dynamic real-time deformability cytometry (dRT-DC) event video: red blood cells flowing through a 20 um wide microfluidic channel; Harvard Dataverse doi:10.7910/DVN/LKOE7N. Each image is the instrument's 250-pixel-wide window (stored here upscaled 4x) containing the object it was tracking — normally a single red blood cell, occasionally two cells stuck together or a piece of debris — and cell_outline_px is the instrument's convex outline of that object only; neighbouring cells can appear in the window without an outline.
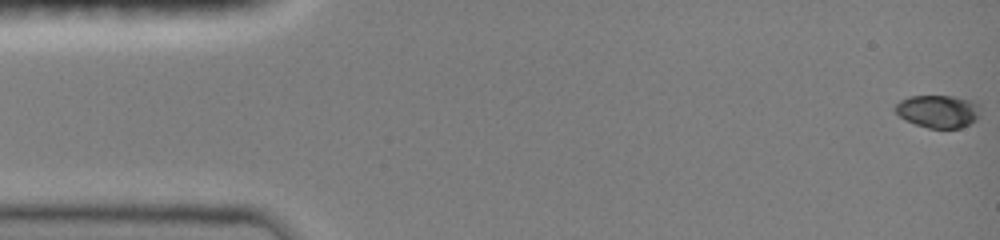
{"species": "common noctule bat (a hibernating species)", "species_latin": "Nyctalus noctula", "temperature_condition": "room temperature", "stored_images_in_passage": 7, "camera_frame_rate_fps": 3000, "um_per_image_px": 0.085, "animal": {"sex": "female", "body_mass_g": 19.0, "forearm_length_mm": 51.5}, "frame": {"image": 1, "passage_image": 1, "time_ms": 0.0, "image_size_px": [1000, 240], "cell_outline_px": [[980, 116], [976, 120], [960, 128], [928, 128], [904, 120], [896, 112], [896, 104], [900, 100], [908, 96], [952, 96], [972, 100], [980, 104]], "centroid_in_image_um": [79.77, 9.45], "position_along_channel_um": 5.2, "area_um2": 16.36}}